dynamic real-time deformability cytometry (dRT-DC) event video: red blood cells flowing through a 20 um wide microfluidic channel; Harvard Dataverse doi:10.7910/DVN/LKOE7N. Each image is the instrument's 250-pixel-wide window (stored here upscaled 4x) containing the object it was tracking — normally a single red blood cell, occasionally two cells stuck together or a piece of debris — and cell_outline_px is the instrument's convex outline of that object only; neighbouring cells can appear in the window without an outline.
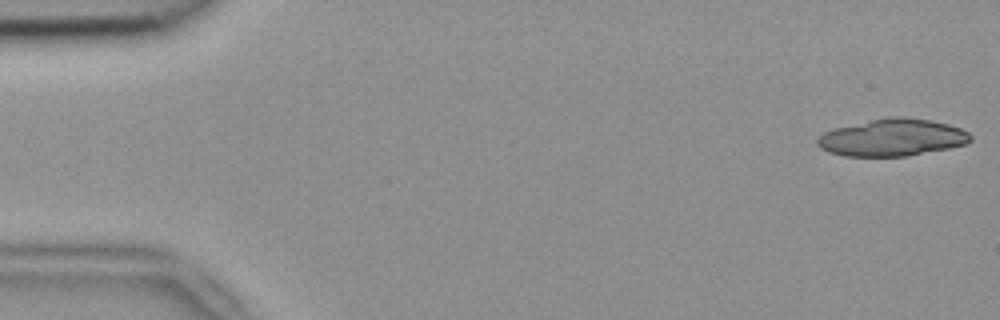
{"species": "common noctule bat (a hibernating species)", "species_latin": "Nyctalus noctula", "temperature_condition": "room temperature", "stored_images_in_passage": 39, "camera_frame_rate_fps": 3000, "um_per_image_px": 0.085, "animal": {"sex": "female", "body_mass_g": 18.4}, "frame": {"image": 1, "passage_image": 1, "time_ms": 0.0, "image_size_px": [1000, 320], "cell_outline_px": [[972, 140], [968, 144], [908, 156], [844, 156], [828, 152], [820, 148], [816, 144], [816, 140], [824, 132], [832, 128], [888, 116], [904, 116], [928, 120], [948, 124], [960, 128], [968, 132], [972, 136]], "centroid_in_image_um": [75.83, 11.69], "position_along_channel_um": 9.2, "area_um2": 33.41}}